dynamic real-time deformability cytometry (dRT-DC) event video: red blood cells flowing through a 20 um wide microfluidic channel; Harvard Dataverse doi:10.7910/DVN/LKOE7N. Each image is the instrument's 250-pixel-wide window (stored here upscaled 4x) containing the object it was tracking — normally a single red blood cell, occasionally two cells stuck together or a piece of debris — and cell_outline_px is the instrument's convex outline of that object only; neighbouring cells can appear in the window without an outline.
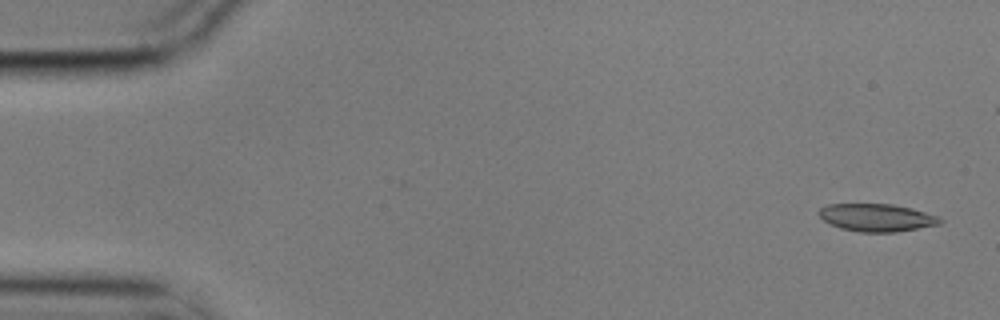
{"species": "common noctule bat (a hibernating species)", "species_latin": "Nyctalus noctula", "temperature_condition": "cold", "stored_images_in_passage": 5, "camera_frame_rate_fps": 3000, "um_per_image_px": 0.085, "animal": {"sex": "male", "body_mass_g": 17.9}, "frame": {"image": 1, "passage_image": 1, "time_ms": 0.0, "image_size_px": [1000, 320], "cell_outline_px": [[944, 220], [940, 224], [896, 232], [860, 232], [840, 228], [824, 220], [816, 212], [820, 208], [828, 204], [892, 204], [912, 208], [940, 216]], "centroid_in_image_um": [74.55, 18.49], "position_along_channel_um": 10.5, "area_um2": 19.59}}